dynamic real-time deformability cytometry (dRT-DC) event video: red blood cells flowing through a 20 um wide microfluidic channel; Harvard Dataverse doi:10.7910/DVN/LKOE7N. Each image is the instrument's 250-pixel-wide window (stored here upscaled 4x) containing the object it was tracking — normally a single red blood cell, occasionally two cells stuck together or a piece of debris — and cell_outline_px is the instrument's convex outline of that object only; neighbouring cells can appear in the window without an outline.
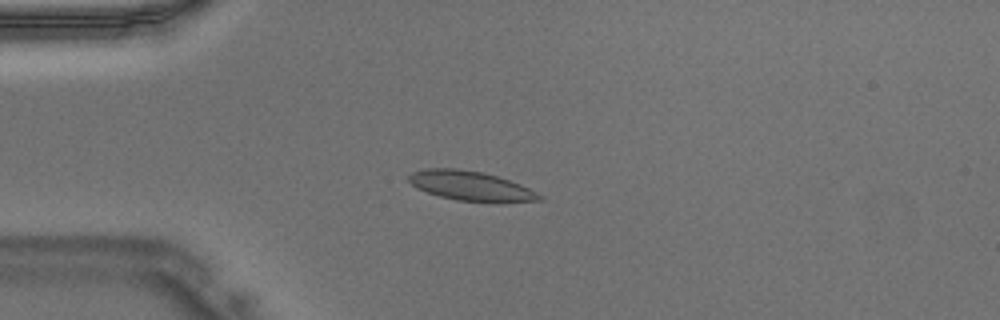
{"species": "Egyptian fruit bat (a non-hibernating species)", "species_latin": "Rousettus aegyptiacus", "temperature_condition": "warm", "stored_images_in_passage": 33, "camera_frame_rate_fps": 3000, "um_per_image_px": 0.085, "animal": {"sex": "male"}, "frame": {"image": 1, "passage_image": 1, "time_ms": 0.0, "image_size_px": [1000, 320], "cell_outline_px": [[544, 200], [500, 204], [456, 200], [440, 196], [416, 188], [408, 180], [408, 176], [412, 172], [424, 168], [456, 168], [484, 172], [520, 184], [544, 196]], "centroid_in_image_um": [40.07, 15.83], "position_along_channel_um": 44.9, "area_um2": 23.0}}
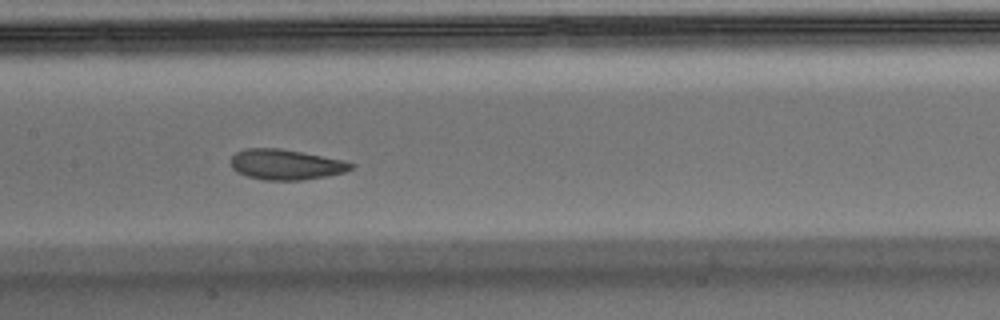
{"frame": {"image": 2, "passage_image": 12, "time_ms": 3.667, "image_size_px": [1000, 320], "cell_outline_px": [[356, 164], [352, 168], [344, 172], [328, 176], [300, 180], [264, 180], [248, 176], [236, 172], [232, 168], [232, 156], [236, 152], [244, 148], [280, 148], [340, 160]], "centroid_in_image_um": [24.26, 13.99], "position_along_channel_um": 183.1, "area_um2": 21.04}}
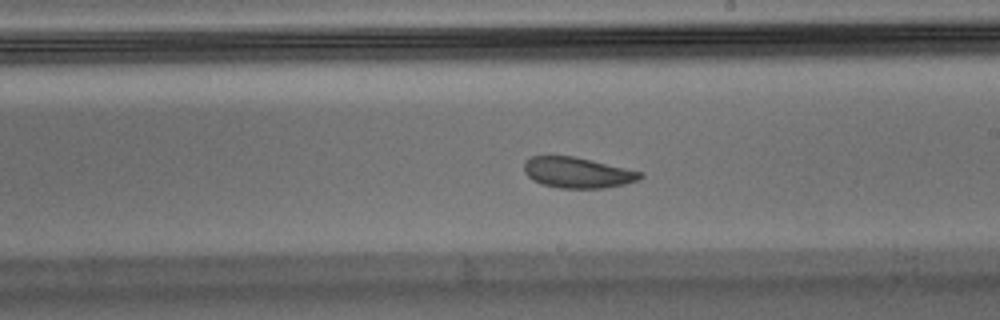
{"frame": {"image": 3, "passage_image": 16, "time_ms": 5.0, "image_size_px": [1000, 320], "cell_outline_px": [[644, 176], [636, 180], [624, 184], [604, 188], [560, 188], [540, 184], [532, 180], [524, 172], [524, 160], [532, 156], [572, 156], [644, 172]], "centroid_in_image_um": [49.05, 14.67], "position_along_channel_um": 239.9, "area_um2": 20.75}}